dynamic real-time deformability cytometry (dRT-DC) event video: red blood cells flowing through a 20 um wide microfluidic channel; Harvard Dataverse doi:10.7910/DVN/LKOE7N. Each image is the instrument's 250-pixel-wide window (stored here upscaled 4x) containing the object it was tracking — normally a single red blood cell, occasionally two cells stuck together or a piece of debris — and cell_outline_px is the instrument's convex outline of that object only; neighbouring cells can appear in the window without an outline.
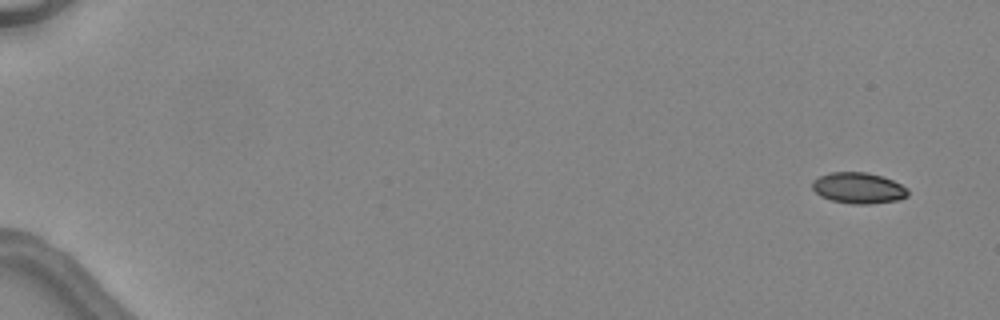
{"species": "common noctule bat (a hibernating species)", "species_latin": "Nyctalus noctula", "temperature_condition": "warm", "stored_images_in_passage": 5, "segment_of_instrument_passage": [1, 2], "camera_frame_rate_fps": 3000, "um_per_image_px": 0.085, "animal": {"sex": "female", "body_mass_g": 24.6, "forearm_length_mm": 56.2}, "frame": {"image": 1, "passage_image": 1, "time_ms": 0.0, "image_size_px": [1000, 320], "cell_outline_px": [[908, 196], [900, 200], [868, 204], [852, 204], [832, 200], [820, 196], [812, 188], [812, 180], [820, 176], [832, 172], [864, 172], [880, 176], [892, 180], [908, 188]], "centroid_in_image_um": [72.97, 15.99], "position_along_channel_um": 12.0, "area_um2": 17.22}}